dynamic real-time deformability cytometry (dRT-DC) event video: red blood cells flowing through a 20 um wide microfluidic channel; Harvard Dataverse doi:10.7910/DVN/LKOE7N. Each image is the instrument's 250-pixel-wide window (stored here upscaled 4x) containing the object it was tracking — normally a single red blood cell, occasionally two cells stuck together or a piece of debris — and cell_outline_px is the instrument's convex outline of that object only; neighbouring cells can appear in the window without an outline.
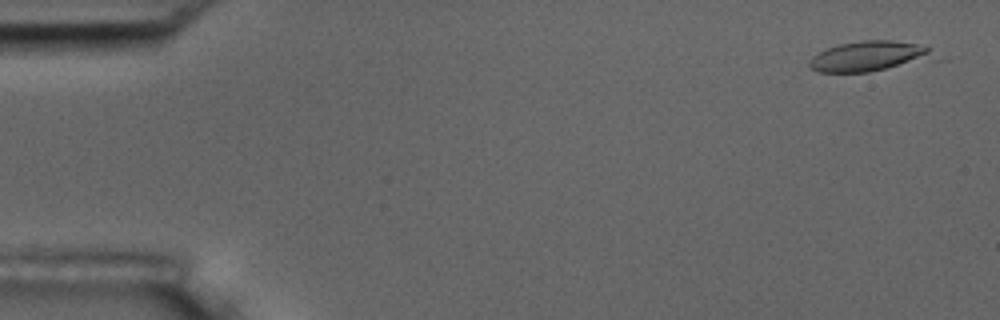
{"species": "common noctule bat (a hibernating species)", "species_latin": "Nyctalus noctula", "temperature_condition": "room temperature", "stored_images_in_passage": 5, "camera_frame_rate_fps": 3000, "um_per_image_px": 0.085, "animal": {"sex": "male", "body_mass_g": 17.5, "forearm_length_mm": 52.3}, "frame": {"image": 1, "passage_image": 1, "time_ms": 0.0, "image_size_px": [1000, 320], "cell_outline_px": [[944, 60], [868, 72], [820, 72], [812, 68], [808, 64], [808, 60], [812, 56], [828, 48], [840, 44], [864, 40], [892, 40], [928, 44]], "centroid_in_image_um": [74.15, 4.78], "position_along_channel_um": 10.8, "area_um2": 23.18}}
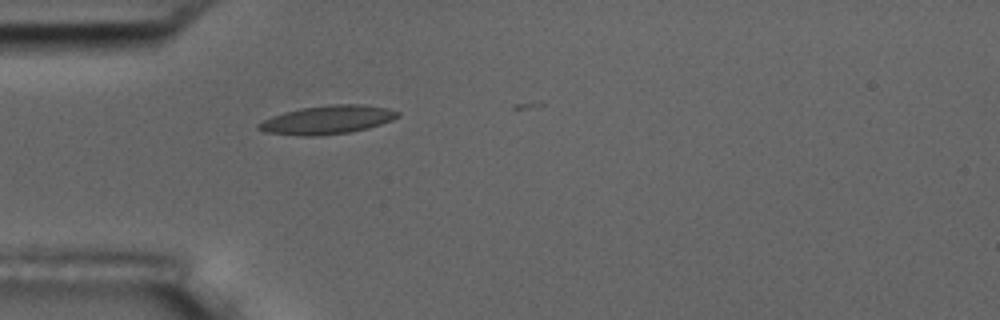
{"frame": {"image": 2, "passage_image": 5, "time_ms": 1.333, "image_size_px": [1000, 320], "cell_outline_px": [[400, 116], [392, 120], [368, 128], [352, 132], [320, 136], [304, 136], [264, 132], [256, 128], [256, 124], [272, 116], [284, 112], [300, 108], [328, 104], [364, 104], [388, 108], [400, 112]], "centroid_in_image_um": [27.83, 10.18], "position_along_channel_um": 57.2, "area_um2": 23.41}}